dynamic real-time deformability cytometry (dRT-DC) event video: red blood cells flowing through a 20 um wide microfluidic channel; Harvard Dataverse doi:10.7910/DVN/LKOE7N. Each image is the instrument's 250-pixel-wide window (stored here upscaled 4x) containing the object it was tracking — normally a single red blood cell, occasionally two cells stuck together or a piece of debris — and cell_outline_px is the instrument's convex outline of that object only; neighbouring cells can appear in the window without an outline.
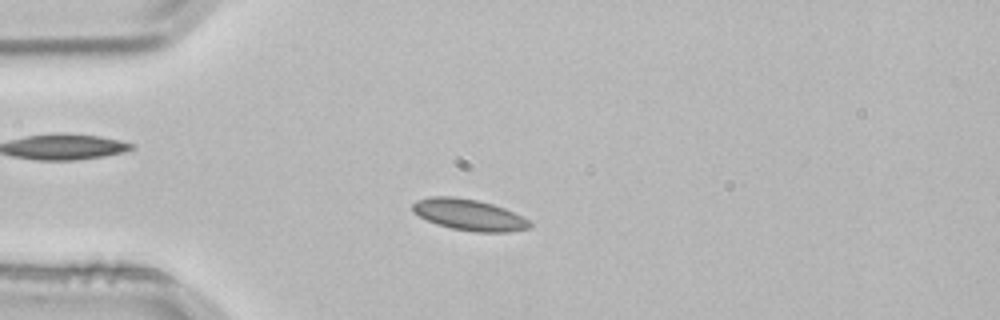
{"species": "common noctule bat (a hibernating species)", "species_latin": "Nyctalus noctula", "temperature_condition": "room temperature", "stored_images_in_passage": 2, "camera_frame_rate_fps": 3000, "um_per_image_px": 0.085, "animal": {"sex": "male", "body_mass_g": 21.5, "forearm_length_mm": 52.0}, "frame": {"image": 1, "passage_image": 2, "time_ms": 0.333, "image_size_px": [1000, 320], "cell_outline_px": [[532, 228], [508, 232], [476, 232], [452, 228], [436, 224], [412, 212], [412, 204], [416, 200], [432, 196], [456, 196], [476, 200], [492, 204], [504, 208], [528, 220], [532, 224]], "centroid_in_image_um": [39.85, 18.25], "position_along_channel_um": 45.1, "area_um2": 21.27}}